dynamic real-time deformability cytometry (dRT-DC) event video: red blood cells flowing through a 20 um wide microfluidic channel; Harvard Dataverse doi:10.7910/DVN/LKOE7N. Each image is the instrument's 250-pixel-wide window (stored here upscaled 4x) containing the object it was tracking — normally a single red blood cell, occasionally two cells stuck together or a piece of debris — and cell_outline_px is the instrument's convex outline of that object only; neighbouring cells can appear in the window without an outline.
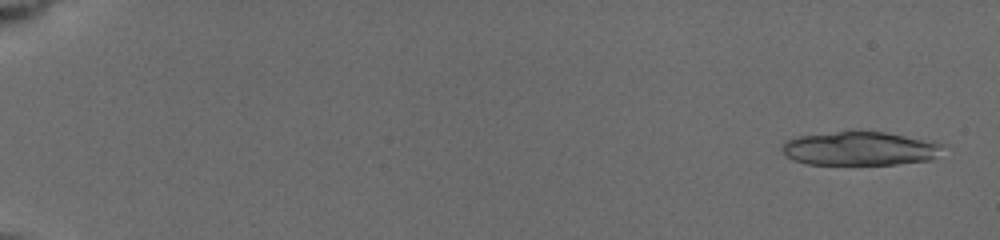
{"species": "common noctule bat (a hibernating species)", "species_latin": "Nyctalus noctula", "temperature_condition": "cold", "stored_images_in_passage": 42, "camera_frame_rate_fps": 3000, "um_per_image_px": 0.085, "animal": {"sex": "female", "body_mass_g": 19.5, "forearm_length_mm": 54.1}, "frame": {"image": 1, "passage_image": 3, "time_ms": 0.333, "image_size_px": [1000, 240], "cell_outline_px": [[944, 144], [936, 156], [932, 160], [896, 164], [808, 164], [792, 160], [784, 156], [780, 148], [788, 140], [800, 136], [836, 132], [884, 132]], "centroid_in_image_um": [73.04, 12.65], "position_along_channel_um": 12.0, "area_um2": 31.15}}